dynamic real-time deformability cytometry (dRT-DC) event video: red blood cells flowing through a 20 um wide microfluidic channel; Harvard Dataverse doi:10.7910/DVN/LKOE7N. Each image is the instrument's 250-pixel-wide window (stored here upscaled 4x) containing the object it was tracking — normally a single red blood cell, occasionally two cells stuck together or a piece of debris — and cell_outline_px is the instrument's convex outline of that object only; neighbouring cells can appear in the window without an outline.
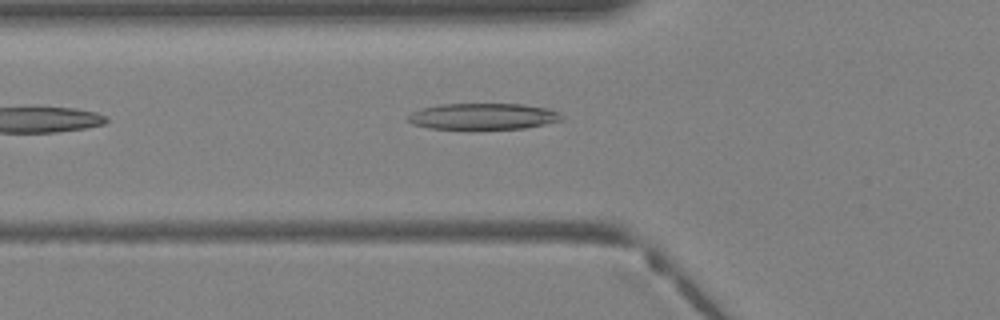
{"species": "Egyptian fruit bat (a non-hibernating species)", "species_latin": "Rousettus aegyptiacus", "temperature_condition": "warm", "stored_images_in_passage": 7, "camera_frame_rate_fps": 3000, "um_per_image_px": 0.085, "animal": {"sex": "female"}, "frame": {"image": 1, "passage_image": 3, "time_ms": 0.667, "image_size_px": [1000, 320], "cell_outline_px": [[564, 116], [560, 120], [544, 124], [524, 128], [472, 132], [468, 132], [428, 128], [412, 124], [408, 120], [408, 116], [412, 112], [420, 108], [440, 104], [524, 104], [548, 108]], "centroid_in_image_um": [40.99, 9.94], "position_along_channel_um": 84.8, "area_um2": 24.62}}